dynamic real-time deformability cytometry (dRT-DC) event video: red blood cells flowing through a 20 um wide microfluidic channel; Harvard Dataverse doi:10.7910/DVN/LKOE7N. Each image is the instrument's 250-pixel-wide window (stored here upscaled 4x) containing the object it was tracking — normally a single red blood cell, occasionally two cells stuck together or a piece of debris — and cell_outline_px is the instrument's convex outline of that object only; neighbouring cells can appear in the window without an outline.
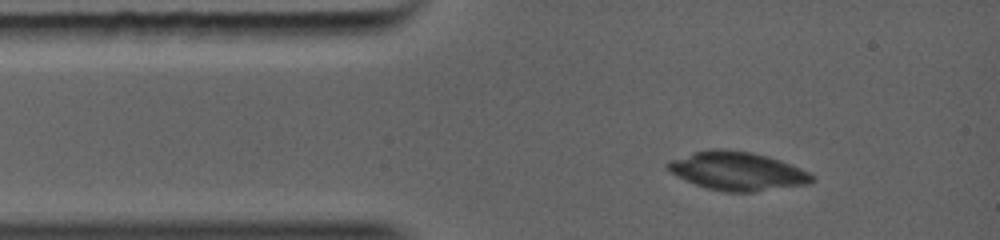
{"species": "common noctule bat (a hibernating species)", "species_latin": "Nyctalus noctula", "temperature_condition": "warm", "stored_images_in_passage": 2, "camera_frame_rate_fps": 5000, "um_per_image_px": 0.085, "animal": {"sex": "female", "body_mass_g": 19.0, "forearm_length_mm": 56.7}, "frame": {"image": 1, "passage_image": 1, "time_ms": 0.0, "image_size_px": [1000, 240], "cell_outline_px": [[816, 180], [812, 184], [752, 192], [724, 192], [708, 188], [684, 180], [668, 172], [664, 168], [664, 164], [668, 160], [692, 152], [708, 148], [720, 148], [752, 152], [768, 156], [792, 164], [816, 176]], "centroid_in_image_um": [62.65, 14.53], "position_along_channel_um": 22.4, "area_um2": 33.12}}